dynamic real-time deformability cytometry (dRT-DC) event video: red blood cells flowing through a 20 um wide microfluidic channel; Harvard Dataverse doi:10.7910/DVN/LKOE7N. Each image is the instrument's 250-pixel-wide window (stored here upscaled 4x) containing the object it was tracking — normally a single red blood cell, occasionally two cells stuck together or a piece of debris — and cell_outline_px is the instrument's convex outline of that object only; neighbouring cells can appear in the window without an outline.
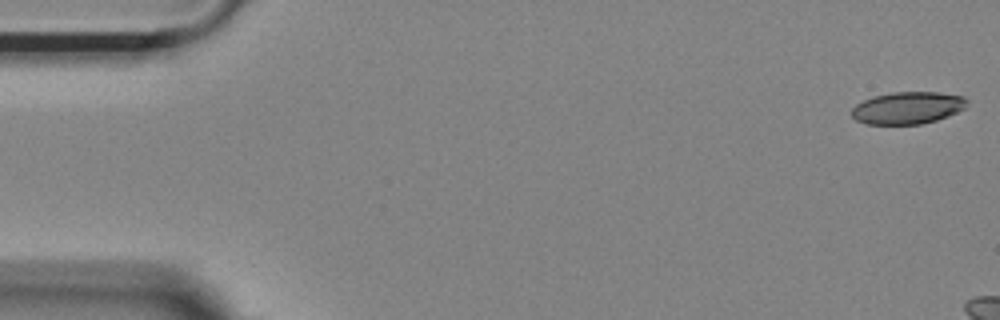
{"species": "Egyptian fruit bat (a non-hibernating species)", "species_latin": "Rousettus aegyptiacus", "temperature_condition": "room temperature", "stored_images_in_passage": 8, "camera_frame_rate_fps": 3000, "um_per_image_px": 0.085, "animal": {"sex": "female"}, "frame": {"image": 1, "passage_image": 1, "time_ms": 0.0, "image_size_px": [1000, 320], "cell_outline_px": [[968, 100], [964, 108], [948, 116], [936, 120], [920, 124], [868, 124], [856, 120], [852, 116], [852, 108], [856, 104], [872, 96], [892, 92], [940, 92], [964, 96]], "centroid_in_image_um": [77.15, 9.16], "position_along_channel_um": 7.9, "area_um2": 21.62}}